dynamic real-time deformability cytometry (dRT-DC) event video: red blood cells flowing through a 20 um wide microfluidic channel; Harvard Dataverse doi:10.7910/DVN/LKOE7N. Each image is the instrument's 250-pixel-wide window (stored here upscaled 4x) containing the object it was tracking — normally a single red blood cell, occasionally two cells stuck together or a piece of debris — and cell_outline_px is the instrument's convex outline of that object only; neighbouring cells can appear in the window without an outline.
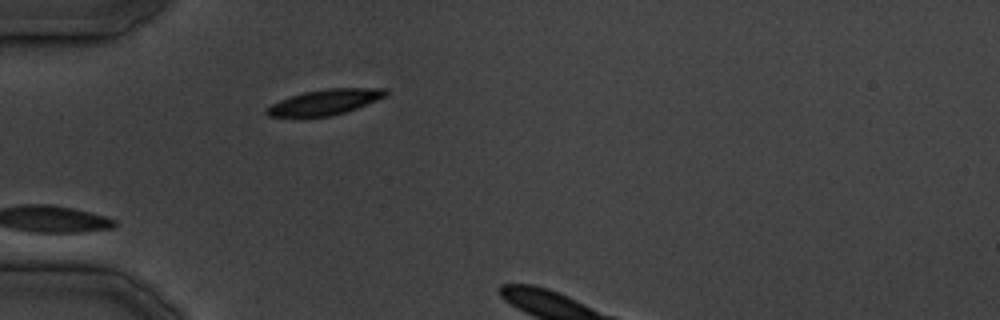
{"species": "common noctule bat (a hibernating species)", "species_latin": "Nyctalus noctula", "temperature_condition": "cold", "stored_images_in_passage": 22, "camera_frame_rate_fps": 3000, "um_per_image_px": 0.085, "animal": {"sex": "male", "body_mass_g": 19.5, "forearm_length_mm": 54.6}, "frame": {"image": 1, "passage_image": 1, "time_ms": 0.0, "image_size_px": [1000, 320], "cell_outline_px": [[388, 96], [356, 108], [332, 116], [268, 116], [264, 112], [264, 108], [280, 100], [304, 92], [328, 88], [384, 88], [388, 92]], "centroid_in_image_um": [27.63, 8.67], "position_along_channel_um": 57.4, "area_um2": 17.46}}